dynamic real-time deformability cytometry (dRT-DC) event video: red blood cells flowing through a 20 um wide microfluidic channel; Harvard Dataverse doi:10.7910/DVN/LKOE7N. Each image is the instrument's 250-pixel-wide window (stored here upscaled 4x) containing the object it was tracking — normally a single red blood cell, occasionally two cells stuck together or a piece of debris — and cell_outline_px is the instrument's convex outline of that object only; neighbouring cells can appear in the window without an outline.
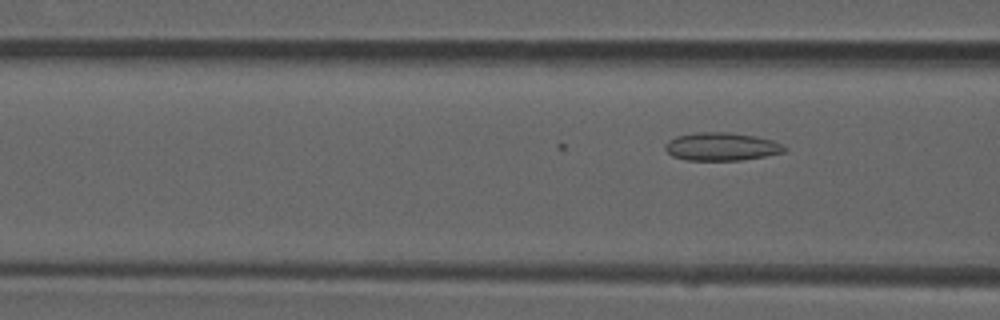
{"species": "common noctule bat (a hibernating species)", "species_latin": "Nyctalus noctula", "temperature_condition": "room temperature", "stored_images_in_passage": 20, "camera_frame_rate_fps": 3000, "um_per_image_px": 0.085, "animal": {"sex": "male", "forearm_length_mm": 52.5}, "frame": {"image": 1, "passage_image": 20, "time_ms": 6.333, "image_size_px": [1000, 320], "cell_outline_px": [[788, 148], [784, 152], [764, 156], [740, 160], [688, 160], [672, 156], [664, 148], [664, 144], [668, 140], [676, 136], [696, 132], [728, 132], [756, 136], [772, 140], [784, 144]], "centroid_in_image_um": [61.33, 12.45], "position_along_channel_um": 105.3, "area_um2": 19.59}}